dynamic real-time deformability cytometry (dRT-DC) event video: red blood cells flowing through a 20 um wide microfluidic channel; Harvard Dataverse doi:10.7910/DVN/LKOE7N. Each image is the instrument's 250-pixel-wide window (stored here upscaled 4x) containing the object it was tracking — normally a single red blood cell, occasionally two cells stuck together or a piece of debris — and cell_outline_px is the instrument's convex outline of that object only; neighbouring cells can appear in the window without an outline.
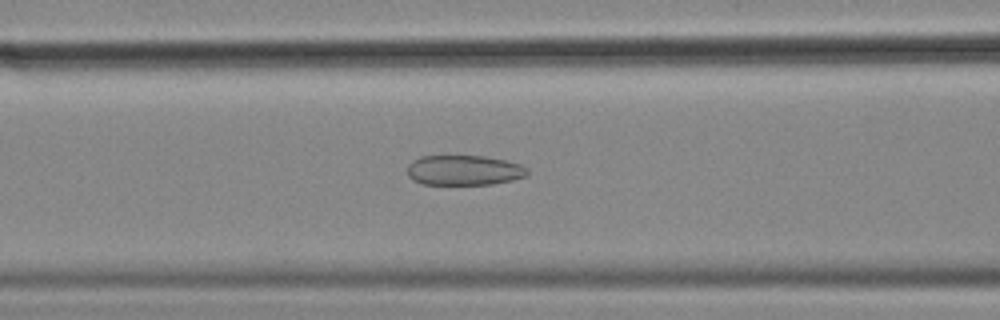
{"species": "common noctule bat (a hibernating species)", "species_latin": "Nyctalus noctula", "temperature_condition": "cold", "stored_images_in_passage": 55, "camera_frame_rate_fps": 3000, "um_per_image_px": 0.085, "animal": {"sex": "female", "body_mass_g": 18.4}, "frame": {"image": 1, "passage_image": 22, "time_ms": 7.0, "image_size_px": [1000, 320], "cell_outline_px": [[528, 176], [512, 180], [492, 184], [424, 184], [412, 180], [408, 176], [408, 164], [412, 160], [420, 156], [484, 156], [504, 160], [520, 164], [528, 168]], "centroid_in_image_um": [39.44, 14.47], "position_along_channel_um": 127.2, "area_um2": 21.1}}
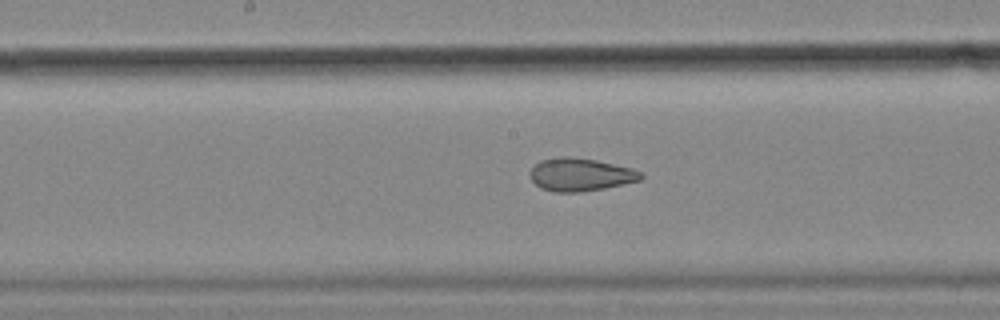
{"frame": {"image": 2, "passage_image": 28, "time_ms": 9.0, "image_size_px": [1000, 320], "cell_outline_px": [[644, 176], [640, 180], [604, 188], [580, 192], [556, 192], [540, 188], [532, 180], [532, 168], [540, 160], [560, 156], [568, 156], [596, 160], [632, 168], [640, 172]], "centroid_in_image_um": [49.34, 14.83], "position_along_channel_um": 198.9, "area_um2": 21.04}}
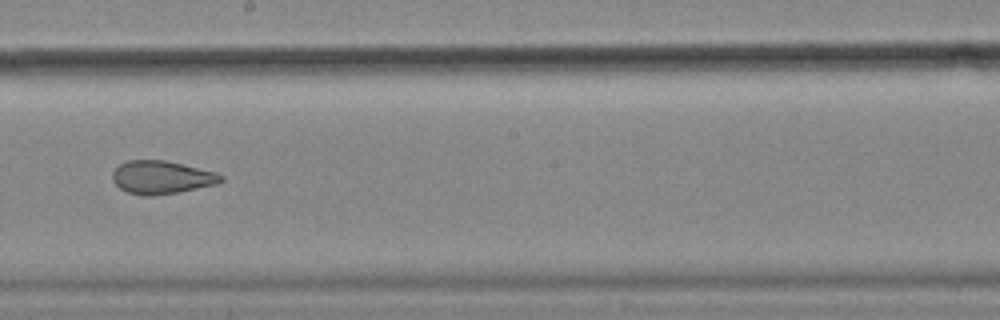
{"frame": {"image": 3, "passage_image": 31, "time_ms": 10.0, "image_size_px": [1000, 320], "cell_outline_px": [[224, 180], [216, 184], [176, 192], [152, 196], [144, 196], [128, 192], [120, 188], [112, 180], [112, 172], [120, 164], [128, 160], [164, 160], [216, 172], [224, 176]], "centroid_in_image_um": [13.72, 15.07], "position_along_channel_um": 234.5, "area_um2": 20.75}, "authors_computed_cell_mechanics": {"area_um2": 24.9118, "velocity_mm_per_s": 3.5845, "shape_relaxation_time_tau1_ms": null, "shape_relaxation_time_tau2_ms": 1.6473, "deformation_change_tau1": null, "deformation_change_tau2": 0.0829}}